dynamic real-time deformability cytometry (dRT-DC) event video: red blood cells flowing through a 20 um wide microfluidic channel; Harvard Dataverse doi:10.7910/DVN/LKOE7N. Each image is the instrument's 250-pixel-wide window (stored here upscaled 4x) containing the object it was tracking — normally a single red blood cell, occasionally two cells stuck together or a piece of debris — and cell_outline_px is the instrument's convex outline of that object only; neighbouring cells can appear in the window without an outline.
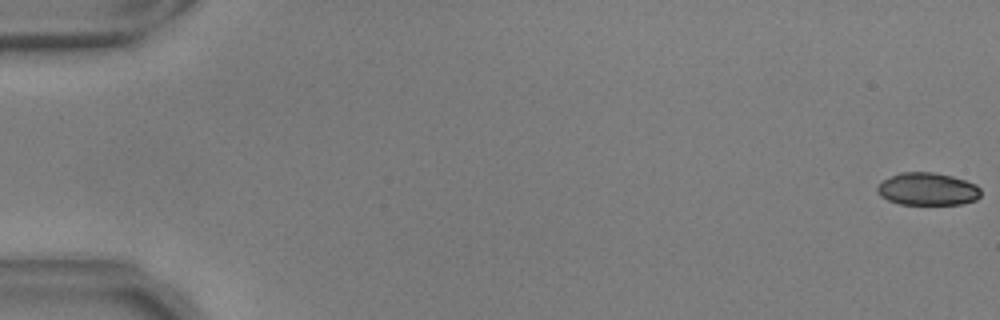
{"species": "common noctule bat (a hibernating species)", "species_latin": "Nyctalus noctula", "temperature_condition": "warm", "stored_images_in_passage": 55, "camera_frame_rate_fps": 3000, "um_per_image_px": 0.085, "animal": {"sex": "male", "body_mass_g": 17.9, "forearm_length_mm": 54.2}, "frame": {"image": 1, "passage_image": 1, "time_ms": 0.0, "image_size_px": [1000, 320], "cell_outline_px": [[980, 196], [976, 200], [960, 204], [900, 204], [888, 200], [880, 196], [876, 192], [876, 188], [884, 180], [900, 172], [936, 172], [952, 176], [976, 184], [980, 188]], "centroid_in_image_um": [78.84, 16.07], "position_along_channel_um": 6.2, "area_um2": 19.65}}
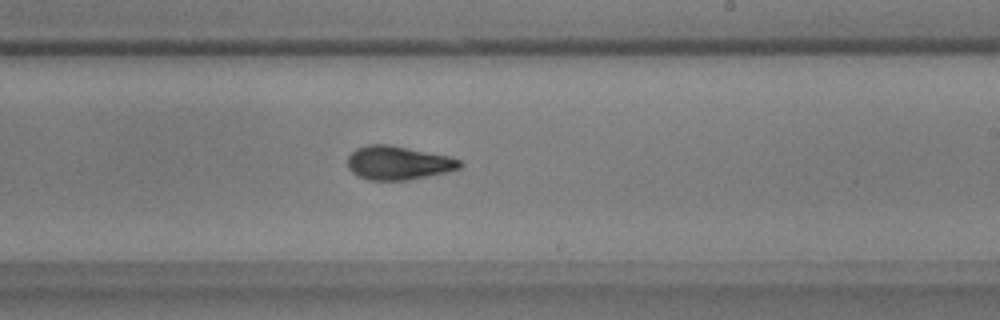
{"frame": {"image": 2, "passage_image": 34, "time_ms": 11.0, "image_size_px": [1000, 320], "cell_outline_px": [[464, 164], [460, 168], [448, 172], [408, 180], [368, 180], [352, 172], [348, 168], [348, 156], [356, 148], [368, 144], [388, 144], [448, 156], [460, 160]], "centroid_in_image_um": [33.85, 13.84], "position_along_channel_um": 255.1, "area_um2": 22.02}}
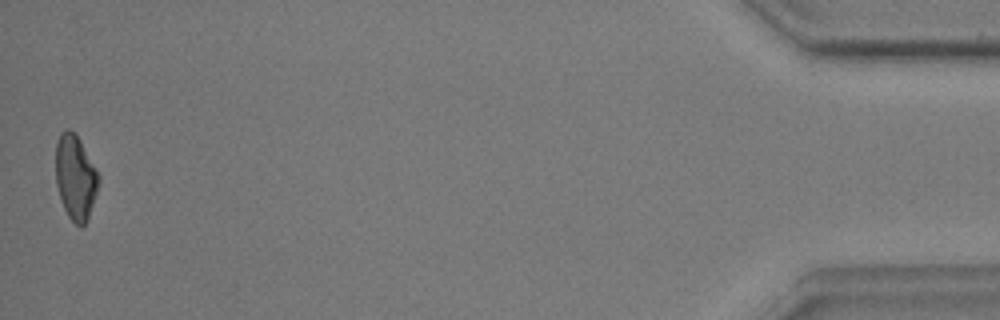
{"frame": {"image": 3, "passage_image": 55, "time_ms": 18.0, "image_size_px": [1000, 320], "cell_outline_px": [[100, 184], [88, 220], [80, 228], [68, 216], [64, 208], [56, 184], [56, 144], [60, 132], [68, 128], [76, 132], [100, 176]], "centroid_in_image_um": [6.43, 15.06], "position_along_channel_um": 428.8, "area_um2": 21.44}, "authors_computed_cell_mechanics": {"area_um2": 21.9062, "velocity_mm_per_s": 3.7145, "shape_relaxation_time_tau1_ms": 4.598, "shape_relaxation_time_tau2_ms": 1.7124, "deformation_change_tau1": 0.1736, "deformation_change_tau2": 0.0774}}